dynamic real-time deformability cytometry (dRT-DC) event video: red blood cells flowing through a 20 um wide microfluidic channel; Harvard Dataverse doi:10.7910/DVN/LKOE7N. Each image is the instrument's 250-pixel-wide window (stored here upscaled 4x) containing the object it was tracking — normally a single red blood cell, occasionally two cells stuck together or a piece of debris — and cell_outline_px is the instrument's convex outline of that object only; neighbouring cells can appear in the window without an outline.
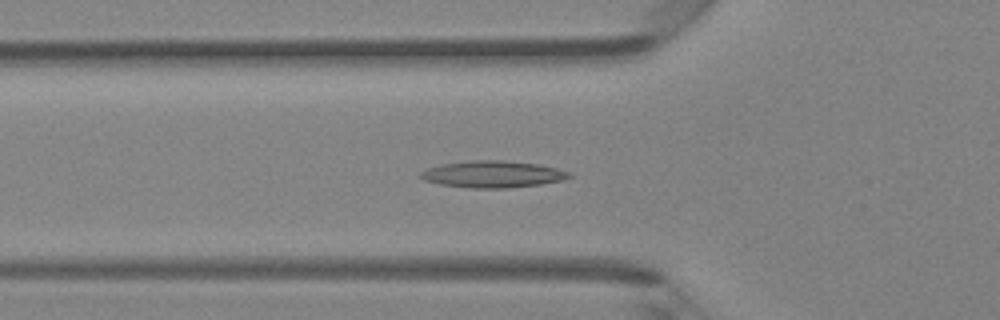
{"species": "Egyptian fruit bat (a non-hibernating species)", "species_latin": "Rousettus aegyptiacus", "temperature_condition": "room temperature", "stored_images_in_passage": 48, "camera_frame_rate_fps": 3000, "um_per_image_px": 0.085, "animal": {"sex": "female"}, "frame": {"image": 1, "passage_image": 17, "time_ms": 5.333, "image_size_px": [1000, 320], "cell_outline_px": [[572, 176], [564, 180], [540, 184], [508, 188], [472, 188], [440, 184], [424, 180], [416, 176], [420, 172], [428, 168], [444, 164], [472, 160], [500, 160], [536, 164], [556, 168], [572, 172]], "centroid_in_image_um": [41.88, 14.81], "position_along_channel_um": 83.9, "area_um2": 23.12}}
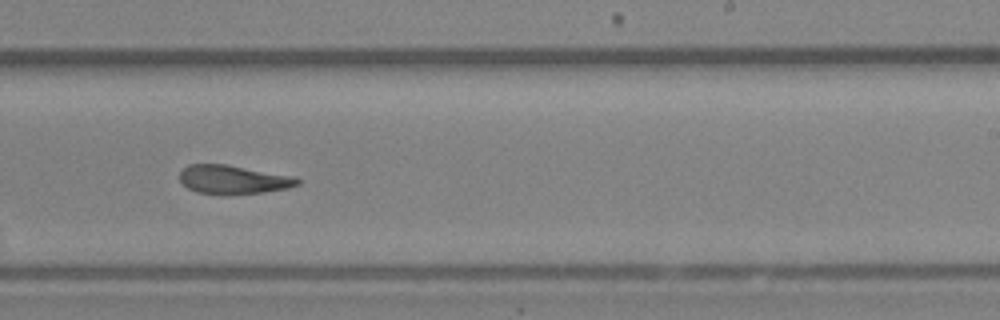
{"frame": {"image": 2, "passage_image": 30, "time_ms": 9.667, "image_size_px": [1000, 320], "cell_outline_px": [[300, 184], [288, 188], [264, 192], [196, 192], [188, 188], [180, 180], [180, 172], [188, 164], [224, 164], [296, 176], [300, 180]], "centroid_in_image_um": [19.86, 15.22], "position_along_channel_um": 269.1, "area_um2": 19.07}}
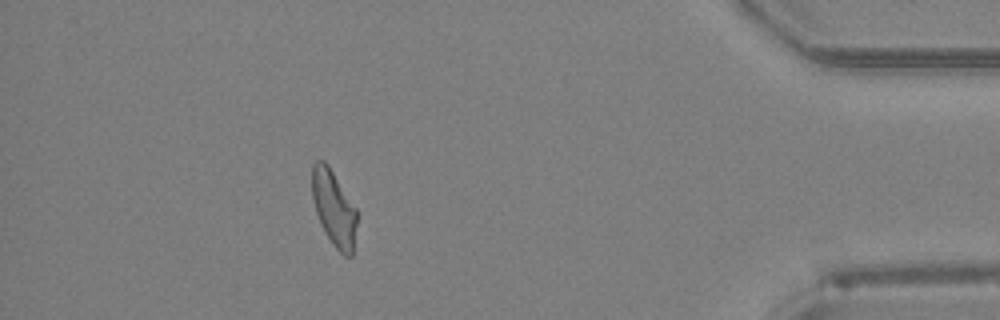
{"frame": {"image": 3, "passage_image": 43, "time_ms": 14.0, "image_size_px": [1000, 320], "cell_outline_px": [[356, 224], [352, 256], [344, 256], [332, 244], [324, 232], [320, 224], [312, 200], [312, 164], [316, 160], [324, 160], [328, 164], [356, 208]], "centroid_in_image_um": [28.35, 17.68], "position_along_channel_um": 406.8, "area_um2": 19.77}, "authors_computed_cell_mechanics": {"area_um2": 20.8369, "velocity_mm_per_s": 4.2894, "shape_relaxation_time_tau1_ms": null, "shape_relaxation_time_tau2_ms": 3.9041, "deformation_change_tau1": null, "deformation_change_tau2": 0.1326}}